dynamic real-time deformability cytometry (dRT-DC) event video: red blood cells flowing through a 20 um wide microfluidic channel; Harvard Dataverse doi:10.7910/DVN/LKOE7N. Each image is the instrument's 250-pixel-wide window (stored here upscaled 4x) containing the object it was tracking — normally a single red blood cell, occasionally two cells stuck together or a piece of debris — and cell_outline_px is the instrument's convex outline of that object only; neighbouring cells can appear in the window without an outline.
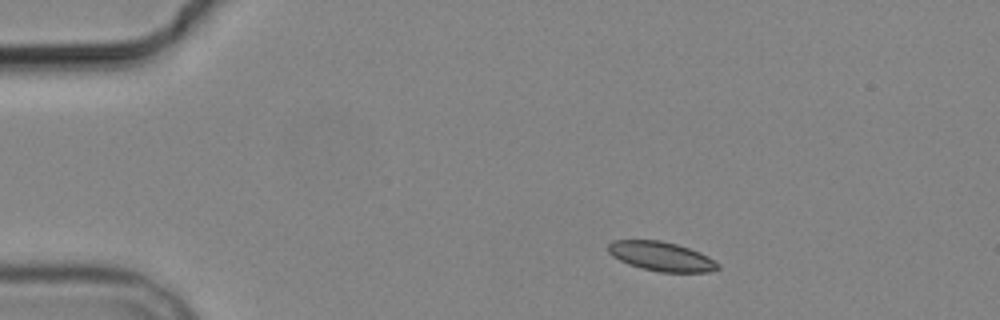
{"species": "common noctule bat (a hibernating species)", "species_latin": "Nyctalus noctula", "temperature_condition": "cold", "stored_images_in_passage": 2, "camera_frame_rate_fps": 3000, "um_per_image_px": 0.085, "animal": {"sex": "male", "body_mass_g": 19.2, "forearm_length_mm": 51.8}, "frame": {"image": 1, "passage_image": 1, "time_ms": 0.0, "image_size_px": [1000, 320], "cell_outline_px": [[720, 268], [708, 272], [660, 272], [640, 268], [628, 264], [612, 256], [608, 252], [608, 244], [612, 240], [660, 240], [676, 244], [700, 252], [708, 256], [720, 264]], "centroid_in_image_um": [56.2, 21.79], "position_along_channel_um": 28.8, "area_um2": 18.79}}